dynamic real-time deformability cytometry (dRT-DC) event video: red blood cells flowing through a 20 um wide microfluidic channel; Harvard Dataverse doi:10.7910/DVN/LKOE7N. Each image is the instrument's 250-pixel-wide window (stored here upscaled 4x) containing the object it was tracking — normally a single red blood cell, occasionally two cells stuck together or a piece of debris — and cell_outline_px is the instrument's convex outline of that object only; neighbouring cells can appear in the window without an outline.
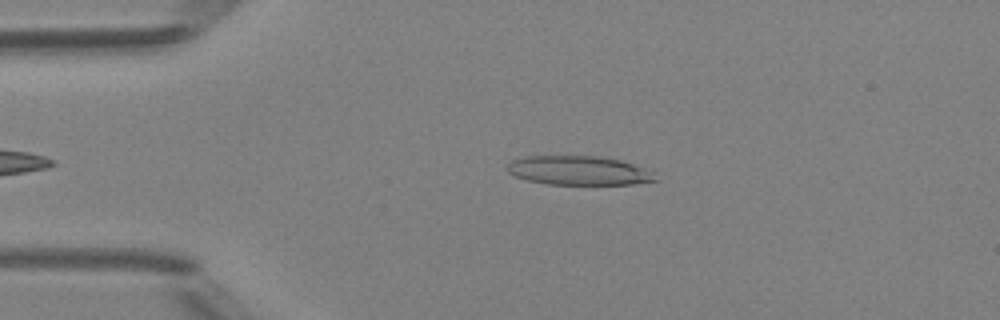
{"species": "Egyptian fruit bat (a non-hibernating species)", "species_latin": "Rousettus aegyptiacus", "temperature_condition": "room temperature", "stored_images_in_passage": 36, "camera_frame_rate_fps": 3000, "um_per_image_px": 0.085, "animal": {"sex": "female"}, "frame": {"image": 1, "passage_image": 3, "time_ms": 0.667, "image_size_px": [1000, 320], "cell_outline_px": [[660, 180], [632, 184], [544, 184], [528, 180], [516, 176], [508, 172], [508, 164], [512, 160], [524, 156], [596, 156], [620, 160], [632, 164], [640, 168]], "centroid_in_image_um": [49.11, 14.49], "position_along_channel_um": 35.9, "area_um2": 24.62}}
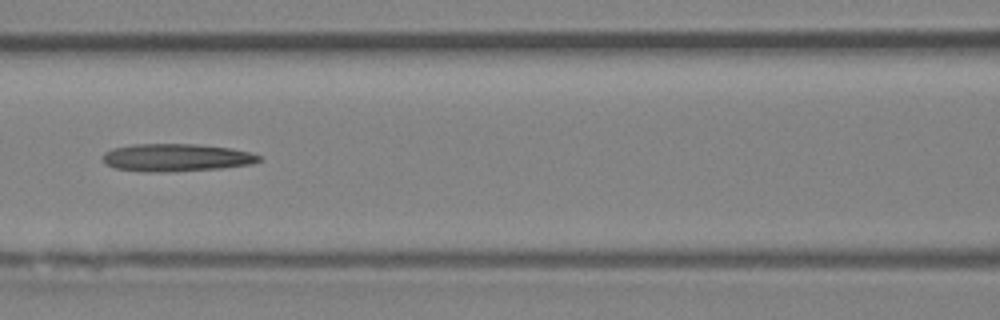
{"frame": {"image": 2, "passage_image": 14, "time_ms": 4.333, "image_size_px": [1000, 320], "cell_outline_px": [[260, 160], [252, 164], [220, 168], [168, 172], [144, 172], [116, 168], [104, 164], [104, 152], [112, 148], [132, 144], [196, 144], [232, 148], [252, 152], [260, 156]], "centroid_in_image_um": [14.98, 13.39], "position_along_channel_um": 151.6, "area_um2": 25.32}}
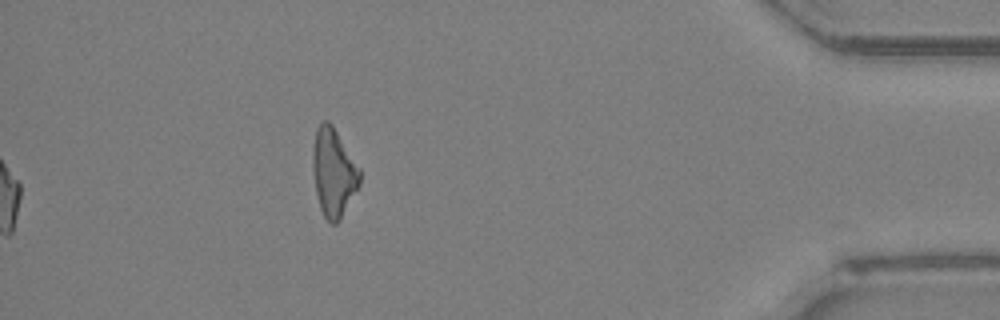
{"frame": {"image": 3, "passage_image": 36, "time_ms": 11.667, "image_size_px": [1000, 320], "cell_outline_px": [[360, 184], [340, 220], [336, 224], [332, 224], [324, 216], [320, 208], [316, 192], [312, 168], [312, 148], [316, 128], [324, 120], [328, 120], [332, 124], [360, 168]], "centroid_in_image_um": [28.34, 14.65], "position_along_channel_um": 406.9, "area_um2": 24.22}}